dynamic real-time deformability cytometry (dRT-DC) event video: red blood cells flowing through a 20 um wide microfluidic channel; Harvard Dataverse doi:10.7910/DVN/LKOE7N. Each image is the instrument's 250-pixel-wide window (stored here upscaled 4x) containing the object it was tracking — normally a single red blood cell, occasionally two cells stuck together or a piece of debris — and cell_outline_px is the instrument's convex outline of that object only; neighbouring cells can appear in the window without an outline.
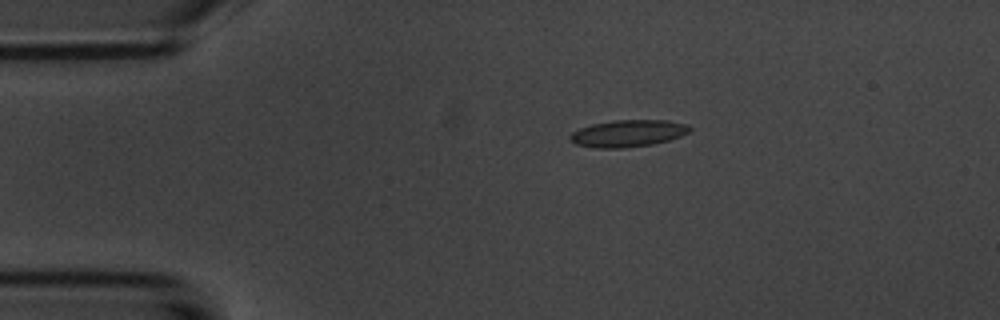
{"species": "common noctule bat (a hibernating species)", "species_latin": "Nyctalus noctula", "temperature_condition": "room temperature", "stored_images_in_passage": 5, "camera_frame_rate_fps": 3000, "um_per_image_px": 0.085, "animal": {"sex": "male", "body_mass_g": 20.1, "forearm_length_mm": 53.5}, "frame": {"image": 1, "passage_image": 4, "time_ms": 3.333, "image_size_px": [1000, 320], "cell_outline_px": [[692, 128], [688, 132], [680, 136], [668, 140], [652, 144], [624, 148], [596, 148], [576, 144], [568, 136], [572, 132], [580, 128], [592, 124], [612, 120], [668, 120], [688, 124]], "centroid_in_image_um": [53.38, 11.33], "position_along_channel_um": 31.6, "area_um2": 18.79}}